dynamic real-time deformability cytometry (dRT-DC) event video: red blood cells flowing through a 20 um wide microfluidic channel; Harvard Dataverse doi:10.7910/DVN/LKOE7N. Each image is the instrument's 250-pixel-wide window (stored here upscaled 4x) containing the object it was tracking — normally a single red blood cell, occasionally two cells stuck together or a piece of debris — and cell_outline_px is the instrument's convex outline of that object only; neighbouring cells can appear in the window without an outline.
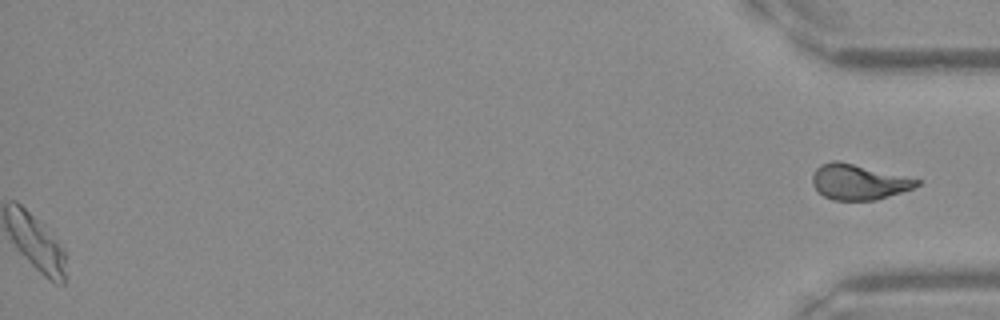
{"species": "Egyptian fruit bat (a non-hibernating species)", "species_latin": "Rousettus aegyptiacus", "temperature_condition": "warm", "stored_images_in_passage": 49, "segment_of_instrument_passage": [2, 2], "camera_frame_rate_fps": 3000, "um_per_image_px": 0.085, "frame": {"image": 1, "passage_image": 49, "time_ms": 16.0, "image_size_px": [1000, 320], "cell_outline_px": [[920, 184], [912, 188], [876, 200], [832, 200], [824, 196], [812, 184], [812, 176], [816, 168], [820, 164], [832, 160], [836, 160], [920, 180]], "centroid_in_image_um": [72.92, 15.47], "position_along_channel_um": 362.3, "area_um2": 21.1}}